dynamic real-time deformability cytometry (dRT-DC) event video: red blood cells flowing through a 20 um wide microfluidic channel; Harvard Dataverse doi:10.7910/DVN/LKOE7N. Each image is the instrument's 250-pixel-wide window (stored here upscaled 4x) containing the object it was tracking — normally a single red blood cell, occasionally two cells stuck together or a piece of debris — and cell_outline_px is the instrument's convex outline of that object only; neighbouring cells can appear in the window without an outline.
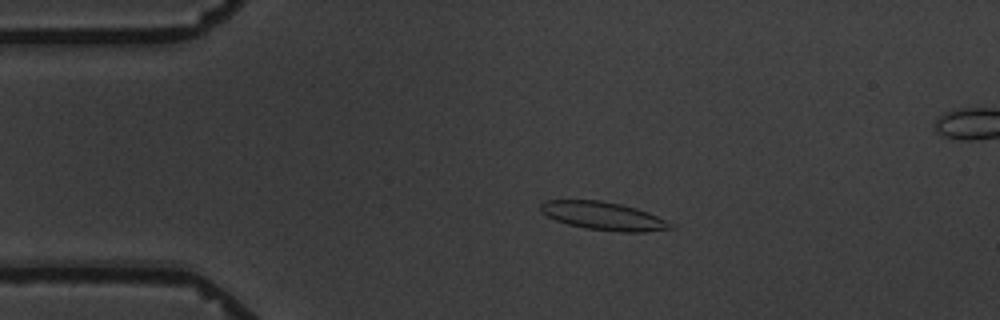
{"species": "common noctule bat (a hibernating species)", "species_latin": "Nyctalus noctula", "temperature_condition": "warm", "stored_images_in_passage": 6, "segment_of_instrument_passage": [1, 2], "camera_frame_rate_fps": 3000, "um_per_image_px": 0.085, "animal": {"sex": "male", "body_mass_g": 19.5, "forearm_length_mm": 54.6}, "frame": {"image": 1, "passage_image": 4, "time_ms": 3.333, "image_size_px": [1000, 320], "cell_outline_px": [[676, 228], [644, 232], [620, 232], [584, 228], [568, 224], [556, 220], [540, 212], [540, 204], [544, 200], [600, 200], [620, 204], [636, 208], [648, 212], [668, 220]], "centroid_in_image_um": [51.31, 18.36], "position_along_channel_um": 33.7, "area_um2": 21.44}}